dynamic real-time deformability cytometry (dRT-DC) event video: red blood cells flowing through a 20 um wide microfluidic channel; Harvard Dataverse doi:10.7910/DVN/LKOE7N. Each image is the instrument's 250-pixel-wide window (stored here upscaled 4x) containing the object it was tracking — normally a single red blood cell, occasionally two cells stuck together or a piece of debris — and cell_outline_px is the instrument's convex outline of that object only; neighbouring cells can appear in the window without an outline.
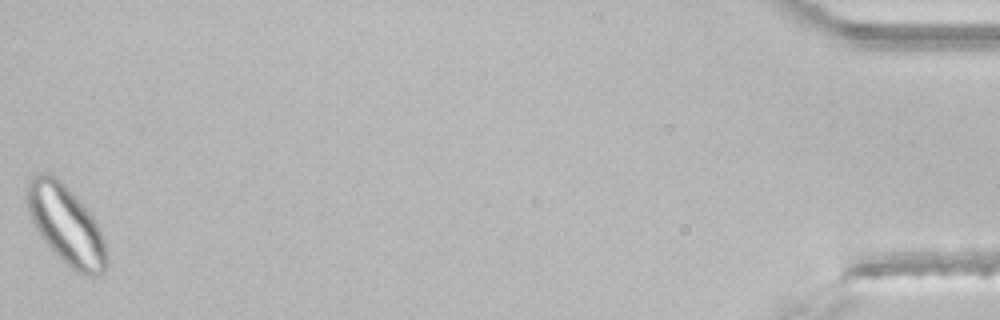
{"species": "common noctule bat (a hibernating species)", "species_latin": "Nyctalus noctula", "temperature_condition": "room temperature", "stored_images_in_passage": 46, "segment_of_instrument_passage": [2, 2], "camera_frame_rate_fps": 3000, "um_per_image_px": 0.085, "animal": {"sex": "male", "body_mass_g": 21.5, "forearm_length_mm": 52.0}, "frame": {"image": 1, "passage_image": 46, "time_ms": 15.0, "image_size_px": [1000, 320], "cell_outline_px": [[108, 264], [104, 272], [100, 276], [84, 276], [76, 272], [40, 236], [28, 212], [28, 180], [32, 176], [40, 172], [44, 172], [60, 180], [68, 188], [92, 216], [100, 228], [104, 240], [108, 256]], "centroid_in_image_um": [5.66, 19.15], "position_along_channel_um": 429.5, "area_um2": 35.95}}